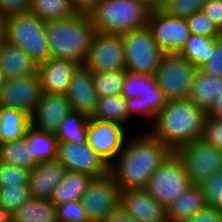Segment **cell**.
Listing matches in <instances>:
<instances>
[{"mask_svg":"<svg viewBox=\"0 0 222 222\" xmlns=\"http://www.w3.org/2000/svg\"><path fill=\"white\" fill-rule=\"evenodd\" d=\"M132 132L123 151L109 166L120 191L145 189L151 175L173 151L148 130Z\"/></svg>","mask_w":222,"mask_h":222,"instance_id":"1","label":"cell"},{"mask_svg":"<svg viewBox=\"0 0 222 222\" xmlns=\"http://www.w3.org/2000/svg\"><path fill=\"white\" fill-rule=\"evenodd\" d=\"M208 113L189 99L167 101L147 129L172 151L201 140Z\"/></svg>","mask_w":222,"mask_h":222,"instance_id":"2","label":"cell"},{"mask_svg":"<svg viewBox=\"0 0 222 222\" xmlns=\"http://www.w3.org/2000/svg\"><path fill=\"white\" fill-rule=\"evenodd\" d=\"M88 14L46 22V36L52 58L72 60L84 65L95 35Z\"/></svg>","mask_w":222,"mask_h":222,"instance_id":"3","label":"cell"},{"mask_svg":"<svg viewBox=\"0 0 222 222\" xmlns=\"http://www.w3.org/2000/svg\"><path fill=\"white\" fill-rule=\"evenodd\" d=\"M151 11L142 0H101L89 17L96 31L122 34L146 27Z\"/></svg>","mask_w":222,"mask_h":222,"instance_id":"4","label":"cell"},{"mask_svg":"<svg viewBox=\"0 0 222 222\" xmlns=\"http://www.w3.org/2000/svg\"><path fill=\"white\" fill-rule=\"evenodd\" d=\"M6 41L24 49L38 65L51 57L46 22L31 12L7 17Z\"/></svg>","mask_w":222,"mask_h":222,"instance_id":"5","label":"cell"},{"mask_svg":"<svg viewBox=\"0 0 222 222\" xmlns=\"http://www.w3.org/2000/svg\"><path fill=\"white\" fill-rule=\"evenodd\" d=\"M198 70L180 53H165L154 76L167 101L181 100L188 99Z\"/></svg>","mask_w":222,"mask_h":222,"instance_id":"6","label":"cell"},{"mask_svg":"<svg viewBox=\"0 0 222 222\" xmlns=\"http://www.w3.org/2000/svg\"><path fill=\"white\" fill-rule=\"evenodd\" d=\"M126 71L155 75L165 52L158 47L149 28L122 33Z\"/></svg>","mask_w":222,"mask_h":222,"instance_id":"7","label":"cell"},{"mask_svg":"<svg viewBox=\"0 0 222 222\" xmlns=\"http://www.w3.org/2000/svg\"><path fill=\"white\" fill-rule=\"evenodd\" d=\"M191 185L181 161L173 152L151 175L145 190L167 208Z\"/></svg>","mask_w":222,"mask_h":222,"instance_id":"8","label":"cell"},{"mask_svg":"<svg viewBox=\"0 0 222 222\" xmlns=\"http://www.w3.org/2000/svg\"><path fill=\"white\" fill-rule=\"evenodd\" d=\"M173 152L181 161L192 185H200L222 170V151L202 139L187 143Z\"/></svg>","mask_w":222,"mask_h":222,"instance_id":"9","label":"cell"},{"mask_svg":"<svg viewBox=\"0 0 222 222\" xmlns=\"http://www.w3.org/2000/svg\"><path fill=\"white\" fill-rule=\"evenodd\" d=\"M120 188L108 172L93 178L81 198L89 222H101L120 204Z\"/></svg>","mask_w":222,"mask_h":222,"instance_id":"10","label":"cell"},{"mask_svg":"<svg viewBox=\"0 0 222 222\" xmlns=\"http://www.w3.org/2000/svg\"><path fill=\"white\" fill-rule=\"evenodd\" d=\"M87 132L88 144L109 166L123 151L128 135L131 134L121 124L92 117H89Z\"/></svg>","mask_w":222,"mask_h":222,"instance_id":"11","label":"cell"},{"mask_svg":"<svg viewBox=\"0 0 222 222\" xmlns=\"http://www.w3.org/2000/svg\"><path fill=\"white\" fill-rule=\"evenodd\" d=\"M84 65L93 73L126 70L122 35L96 31Z\"/></svg>","mask_w":222,"mask_h":222,"instance_id":"12","label":"cell"},{"mask_svg":"<svg viewBox=\"0 0 222 222\" xmlns=\"http://www.w3.org/2000/svg\"><path fill=\"white\" fill-rule=\"evenodd\" d=\"M147 27L165 53H179L191 36L186 19L168 16L161 9H152Z\"/></svg>","mask_w":222,"mask_h":222,"instance_id":"13","label":"cell"},{"mask_svg":"<svg viewBox=\"0 0 222 222\" xmlns=\"http://www.w3.org/2000/svg\"><path fill=\"white\" fill-rule=\"evenodd\" d=\"M43 93L38 73L24 78L7 79L0 93V106L21 110L32 117Z\"/></svg>","mask_w":222,"mask_h":222,"instance_id":"14","label":"cell"},{"mask_svg":"<svg viewBox=\"0 0 222 222\" xmlns=\"http://www.w3.org/2000/svg\"><path fill=\"white\" fill-rule=\"evenodd\" d=\"M57 159L68 171L83 173L92 178L109 172V165L85 142L59 143Z\"/></svg>","mask_w":222,"mask_h":222,"instance_id":"15","label":"cell"},{"mask_svg":"<svg viewBox=\"0 0 222 222\" xmlns=\"http://www.w3.org/2000/svg\"><path fill=\"white\" fill-rule=\"evenodd\" d=\"M66 96L73 111L93 116L99 95L94 87L93 72L85 65H79L73 72Z\"/></svg>","mask_w":222,"mask_h":222,"instance_id":"16","label":"cell"},{"mask_svg":"<svg viewBox=\"0 0 222 222\" xmlns=\"http://www.w3.org/2000/svg\"><path fill=\"white\" fill-rule=\"evenodd\" d=\"M120 204L137 222H168L166 207L145 189L121 191Z\"/></svg>","mask_w":222,"mask_h":222,"instance_id":"17","label":"cell"},{"mask_svg":"<svg viewBox=\"0 0 222 222\" xmlns=\"http://www.w3.org/2000/svg\"><path fill=\"white\" fill-rule=\"evenodd\" d=\"M71 111L66 95L44 92L37 110L31 117V123L41 131L56 134L59 125Z\"/></svg>","mask_w":222,"mask_h":222,"instance_id":"18","label":"cell"},{"mask_svg":"<svg viewBox=\"0 0 222 222\" xmlns=\"http://www.w3.org/2000/svg\"><path fill=\"white\" fill-rule=\"evenodd\" d=\"M78 66L79 64L72 60L52 57L39 64L38 74L43 91L66 95L73 72Z\"/></svg>","mask_w":222,"mask_h":222,"instance_id":"19","label":"cell"},{"mask_svg":"<svg viewBox=\"0 0 222 222\" xmlns=\"http://www.w3.org/2000/svg\"><path fill=\"white\" fill-rule=\"evenodd\" d=\"M167 100L157 86L155 76L148 75V89L137 98L126 99L127 110L134 121L139 117L148 124L146 130L153 124L157 114L163 109ZM136 116V117H135Z\"/></svg>","mask_w":222,"mask_h":222,"instance_id":"20","label":"cell"},{"mask_svg":"<svg viewBox=\"0 0 222 222\" xmlns=\"http://www.w3.org/2000/svg\"><path fill=\"white\" fill-rule=\"evenodd\" d=\"M66 171L58 159L38 163L31 170L29 178L28 187L31 197L51 199Z\"/></svg>","mask_w":222,"mask_h":222,"instance_id":"21","label":"cell"},{"mask_svg":"<svg viewBox=\"0 0 222 222\" xmlns=\"http://www.w3.org/2000/svg\"><path fill=\"white\" fill-rule=\"evenodd\" d=\"M39 65L24 49L5 41L0 45V70L6 79L24 78L38 73Z\"/></svg>","mask_w":222,"mask_h":222,"instance_id":"22","label":"cell"},{"mask_svg":"<svg viewBox=\"0 0 222 222\" xmlns=\"http://www.w3.org/2000/svg\"><path fill=\"white\" fill-rule=\"evenodd\" d=\"M207 206L199 185H191L180 197L167 206L168 222H186Z\"/></svg>","mask_w":222,"mask_h":222,"instance_id":"23","label":"cell"},{"mask_svg":"<svg viewBox=\"0 0 222 222\" xmlns=\"http://www.w3.org/2000/svg\"><path fill=\"white\" fill-rule=\"evenodd\" d=\"M220 94H222V78L209 75L199 69L188 99L208 113Z\"/></svg>","mask_w":222,"mask_h":222,"instance_id":"24","label":"cell"},{"mask_svg":"<svg viewBox=\"0 0 222 222\" xmlns=\"http://www.w3.org/2000/svg\"><path fill=\"white\" fill-rule=\"evenodd\" d=\"M31 125L25 112L0 106V144L25 138Z\"/></svg>","mask_w":222,"mask_h":222,"instance_id":"25","label":"cell"},{"mask_svg":"<svg viewBox=\"0 0 222 222\" xmlns=\"http://www.w3.org/2000/svg\"><path fill=\"white\" fill-rule=\"evenodd\" d=\"M12 216L16 222H58L57 206L51 199L32 197Z\"/></svg>","mask_w":222,"mask_h":222,"instance_id":"26","label":"cell"},{"mask_svg":"<svg viewBox=\"0 0 222 222\" xmlns=\"http://www.w3.org/2000/svg\"><path fill=\"white\" fill-rule=\"evenodd\" d=\"M93 178L87 174L66 171L60 184L55 188L51 200L57 205L81 200Z\"/></svg>","mask_w":222,"mask_h":222,"instance_id":"27","label":"cell"},{"mask_svg":"<svg viewBox=\"0 0 222 222\" xmlns=\"http://www.w3.org/2000/svg\"><path fill=\"white\" fill-rule=\"evenodd\" d=\"M94 119L115 122L127 129L132 123L126 105V98L122 94L99 97L96 110L92 116Z\"/></svg>","mask_w":222,"mask_h":222,"instance_id":"28","label":"cell"},{"mask_svg":"<svg viewBox=\"0 0 222 222\" xmlns=\"http://www.w3.org/2000/svg\"><path fill=\"white\" fill-rule=\"evenodd\" d=\"M25 138L31 148L33 157L39 163L57 159L59 142L55 134L41 131L31 125Z\"/></svg>","mask_w":222,"mask_h":222,"instance_id":"29","label":"cell"},{"mask_svg":"<svg viewBox=\"0 0 222 222\" xmlns=\"http://www.w3.org/2000/svg\"><path fill=\"white\" fill-rule=\"evenodd\" d=\"M89 117L78 111H71L59 125L55 136L59 143H80L87 142V124Z\"/></svg>","mask_w":222,"mask_h":222,"instance_id":"30","label":"cell"},{"mask_svg":"<svg viewBox=\"0 0 222 222\" xmlns=\"http://www.w3.org/2000/svg\"><path fill=\"white\" fill-rule=\"evenodd\" d=\"M29 12L44 22L64 20L77 14L72 0H31Z\"/></svg>","mask_w":222,"mask_h":222,"instance_id":"31","label":"cell"},{"mask_svg":"<svg viewBox=\"0 0 222 222\" xmlns=\"http://www.w3.org/2000/svg\"><path fill=\"white\" fill-rule=\"evenodd\" d=\"M0 162L32 170L39 162L26 138L0 144Z\"/></svg>","mask_w":222,"mask_h":222,"instance_id":"32","label":"cell"},{"mask_svg":"<svg viewBox=\"0 0 222 222\" xmlns=\"http://www.w3.org/2000/svg\"><path fill=\"white\" fill-rule=\"evenodd\" d=\"M215 38L191 34L183 49L179 52L197 68L209 61L211 47Z\"/></svg>","mask_w":222,"mask_h":222,"instance_id":"33","label":"cell"},{"mask_svg":"<svg viewBox=\"0 0 222 222\" xmlns=\"http://www.w3.org/2000/svg\"><path fill=\"white\" fill-rule=\"evenodd\" d=\"M126 70L93 73L94 87L99 97L121 94Z\"/></svg>","mask_w":222,"mask_h":222,"instance_id":"34","label":"cell"},{"mask_svg":"<svg viewBox=\"0 0 222 222\" xmlns=\"http://www.w3.org/2000/svg\"><path fill=\"white\" fill-rule=\"evenodd\" d=\"M31 198L28 186H4L0 188V206L11 214Z\"/></svg>","mask_w":222,"mask_h":222,"instance_id":"35","label":"cell"},{"mask_svg":"<svg viewBox=\"0 0 222 222\" xmlns=\"http://www.w3.org/2000/svg\"><path fill=\"white\" fill-rule=\"evenodd\" d=\"M209 0H166L160 8L168 16L189 18L195 12L202 10Z\"/></svg>","mask_w":222,"mask_h":222,"instance_id":"36","label":"cell"},{"mask_svg":"<svg viewBox=\"0 0 222 222\" xmlns=\"http://www.w3.org/2000/svg\"><path fill=\"white\" fill-rule=\"evenodd\" d=\"M31 170L0 162V187L28 186Z\"/></svg>","mask_w":222,"mask_h":222,"instance_id":"37","label":"cell"},{"mask_svg":"<svg viewBox=\"0 0 222 222\" xmlns=\"http://www.w3.org/2000/svg\"><path fill=\"white\" fill-rule=\"evenodd\" d=\"M191 34L217 38L222 33L216 28L214 23L205 15L203 10H199L186 19Z\"/></svg>","mask_w":222,"mask_h":222,"instance_id":"38","label":"cell"},{"mask_svg":"<svg viewBox=\"0 0 222 222\" xmlns=\"http://www.w3.org/2000/svg\"><path fill=\"white\" fill-rule=\"evenodd\" d=\"M148 89V75L126 71L121 94L126 98H137Z\"/></svg>","mask_w":222,"mask_h":222,"instance_id":"39","label":"cell"},{"mask_svg":"<svg viewBox=\"0 0 222 222\" xmlns=\"http://www.w3.org/2000/svg\"><path fill=\"white\" fill-rule=\"evenodd\" d=\"M58 222H89L81 200L57 205Z\"/></svg>","mask_w":222,"mask_h":222,"instance_id":"40","label":"cell"},{"mask_svg":"<svg viewBox=\"0 0 222 222\" xmlns=\"http://www.w3.org/2000/svg\"><path fill=\"white\" fill-rule=\"evenodd\" d=\"M199 69L209 75L222 78V35L215 38L209 61Z\"/></svg>","mask_w":222,"mask_h":222,"instance_id":"41","label":"cell"},{"mask_svg":"<svg viewBox=\"0 0 222 222\" xmlns=\"http://www.w3.org/2000/svg\"><path fill=\"white\" fill-rule=\"evenodd\" d=\"M202 140L222 151V121L207 116Z\"/></svg>","mask_w":222,"mask_h":222,"instance_id":"42","label":"cell"},{"mask_svg":"<svg viewBox=\"0 0 222 222\" xmlns=\"http://www.w3.org/2000/svg\"><path fill=\"white\" fill-rule=\"evenodd\" d=\"M207 205H212L222 195V170L215 172L200 185Z\"/></svg>","mask_w":222,"mask_h":222,"instance_id":"43","label":"cell"},{"mask_svg":"<svg viewBox=\"0 0 222 222\" xmlns=\"http://www.w3.org/2000/svg\"><path fill=\"white\" fill-rule=\"evenodd\" d=\"M31 0H0V13L8 17L29 12Z\"/></svg>","mask_w":222,"mask_h":222,"instance_id":"44","label":"cell"},{"mask_svg":"<svg viewBox=\"0 0 222 222\" xmlns=\"http://www.w3.org/2000/svg\"><path fill=\"white\" fill-rule=\"evenodd\" d=\"M202 10L222 33V0H209Z\"/></svg>","mask_w":222,"mask_h":222,"instance_id":"45","label":"cell"},{"mask_svg":"<svg viewBox=\"0 0 222 222\" xmlns=\"http://www.w3.org/2000/svg\"><path fill=\"white\" fill-rule=\"evenodd\" d=\"M186 222H222V214L216 208L207 205Z\"/></svg>","mask_w":222,"mask_h":222,"instance_id":"46","label":"cell"},{"mask_svg":"<svg viewBox=\"0 0 222 222\" xmlns=\"http://www.w3.org/2000/svg\"><path fill=\"white\" fill-rule=\"evenodd\" d=\"M101 222H137L122 206L119 204L109 215Z\"/></svg>","mask_w":222,"mask_h":222,"instance_id":"47","label":"cell"},{"mask_svg":"<svg viewBox=\"0 0 222 222\" xmlns=\"http://www.w3.org/2000/svg\"><path fill=\"white\" fill-rule=\"evenodd\" d=\"M101 0H72L75 11L78 14H90Z\"/></svg>","mask_w":222,"mask_h":222,"instance_id":"48","label":"cell"},{"mask_svg":"<svg viewBox=\"0 0 222 222\" xmlns=\"http://www.w3.org/2000/svg\"><path fill=\"white\" fill-rule=\"evenodd\" d=\"M208 116L222 121V94H220L215 105L208 112Z\"/></svg>","mask_w":222,"mask_h":222,"instance_id":"49","label":"cell"},{"mask_svg":"<svg viewBox=\"0 0 222 222\" xmlns=\"http://www.w3.org/2000/svg\"><path fill=\"white\" fill-rule=\"evenodd\" d=\"M6 21L7 17L0 13V45L6 41Z\"/></svg>","mask_w":222,"mask_h":222,"instance_id":"50","label":"cell"},{"mask_svg":"<svg viewBox=\"0 0 222 222\" xmlns=\"http://www.w3.org/2000/svg\"><path fill=\"white\" fill-rule=\"evenodd\" d=\"M146 3L151 9H160L166 0H142Z\"/></svg>","mask_w":222,"mask_h":222,"instance_id":"51","label":"cell"},{"mask_svg":"<svg viewBox=\"0 0 222 222\" xmlns=\"http://www.w3.org/2000/svg\"><path fill=\"white\" fill-rule=\"evenodd\" d=\"M12 220V214L0 206V222H11Z\"/></svg>","mask_w":222,"mask_h":222,"instance_id":"52","label":"cell"},{"mask_svg":"<svg viewBox=\"0 0 222 222\" xmlns=\"http://www.w3.org/2000/svg\"><path fill=\"white\" fill-rule=\"evenodd\" d=\"M211 206L216 208L222 214V195L221 197H218Z\"/></svg>","mask_w":222,"mask_h":222,"instance_id":"53","label":"cell"},{"mask_svg":"<svg viewBox=\"0 0 222 222\" xmlns=\"http://www.w3.org/2000/svg\"><path fill=\"white\" fill-rule=\"evenodd\" d=\"M6 77L4 75V73L0 70V93L2 91V88L4 87V85L6 84Z\"/></svg>","mask_w":222,"mask_h":222,"instance_id":"54","label":"cell"}]
</instances>
